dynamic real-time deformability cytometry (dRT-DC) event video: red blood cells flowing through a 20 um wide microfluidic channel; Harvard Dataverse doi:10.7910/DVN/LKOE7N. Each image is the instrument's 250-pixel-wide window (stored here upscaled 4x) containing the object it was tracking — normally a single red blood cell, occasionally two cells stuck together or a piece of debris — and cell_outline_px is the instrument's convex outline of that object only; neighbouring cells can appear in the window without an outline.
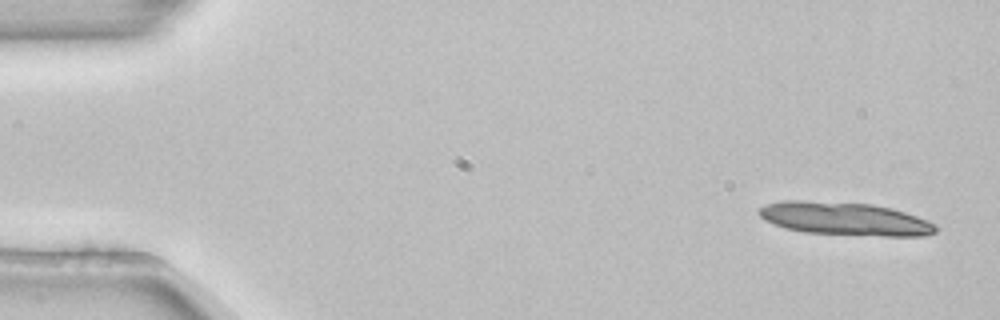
{"species": "common noctule bat (a hibernating species)", "species_latin": "Nyctalus noctula", "temperature_condition": "room temperature", "stored_images_in_passage": 5, "segment_of_instrument_passage": [1, 2], "camera_frame_rate_fps": 3000, "um_per_image_px": 0.085, "animal": {"sex": "female", "body_mass_g": 22.7, "forearm_length_mm": 54.2}, "frame": {"image": 1, "passage_image": 1, "time_ms": 0.0, "image_size_px": [1000, 320], "cell_outline_px": [[940, 228], [936, 232], [924, 236], [884, 236], [804, 232], [784, 228], [764, 220], [760, 216], [760, 208], [764, 204], [784, 200], [800, 200], [872, 204], [892, 208], [928, 220], [936, 224]], "centroid_in_image_um": [71.84, 18.59], "position_along_channel_um": 13.2, "area_um2": 34.16}}